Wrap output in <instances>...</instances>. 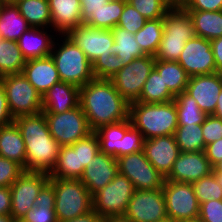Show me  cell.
I'll return each mask as SVG.
<instances>
[{
    "label": "cell",
    "instance_id": "obj_1",
    "mask_svg": "<svg viewBox=\"0 0 222 222\" xmlns=\"http://www.w3.org/2000/svg\"><path fill=\"white\" fill-rule=\"evenodd\" d=\"M80 106L92 131L129 119V103L110 79L94 78L80 87Z\"/></svg>",
    "mask_w": 222,
    "mask_h": 222
},
{
    "label": "cell",
    "instance_id": "obj_2",
    "mask_svg": "<svg viewBox=\"0 0 222 222\" xmlns=\"http://www.w3.org/2000/svg\"><path fill=\"white\" fill-rule=\"evenodd\" d=\"M14 122L26 147L25 171L49 174L57 161L60 145L52 137L44 113L19 116Z\"/></svg>",
    "mask_w": 222,
    "mask_h": 222
},
{
    "label": "cell",
    "instance_id": "obj_3",
    "mask_svg": "<svg viewBox=\"0 0 222 222\" xmlns=\"http://www.w3.org/2000/svg\"><path fill=\"white\" fill-rule=\"evenodd\" d=\"M129 119L144 139L174 135L178 127V116L174 100L166 103L129 104Z\"/></svg>",
    "mask_w": 222,
    "mask_h": 222
},
{
    "label": "cell",
    "instance_id": "obj_4",
    "mask_svg": "<svg viewBox=\"0 0 222 222\" xmlns=\"http://www.w3.org/2000/svg\"><path fill=\"white\" fill-rule=\"evenodd\" d=\"M57 39V42L54 40L50 56L58 70L60 80L79 88L83 87L95 78L92 63L66 34H61Z\"/></svg>",
    "mask_w": 222,
    "mask_h": 222
},
{
    "label": "cell",
    "instance_id": "obj_5",
    "mask_svg": "<svg viewBox=\"0 0 222 222\" xmlns=\"http://www.w3.org/2000/svg\"><path fill=\"white\" fill-rule=\"evenodd\" d=\"M195 36L188 11L183 6L170 8L163 17V36L154 58L178 61L186 42Z\"/></svg>",
    "mask_w": 222,
    "mask_h": 222
},
{
    "label": "cell",
    "instance_id": "obj_6",
    "mask_svg": "<svg viewBox=\"0 0 222 222\" xmlns=\"http://www.w3.org/2000/svg\"><path fill=\"white\" fill-rule=\"evenodd\" d=\"M55 192L58 222L71 220L93 210L92 195L79 179L50 178Z\"/></svg>",
    "mask_w": 222,
    "mask_h": 222
},
{
    "label": "cell",
    "instance_id": "obj_7",
    "mask_svg": "<svg viewBox=\"0 0 222 222\" xmlns=\"http://www.w3.org/2000/svg\"><path fill=\"white\" fill-rule=\"evenodd\" d=\"M134 191L132 182L119 173L92 196L93 210L103 219L124 216Z\"/></svg>",
    "mask_w": 222,
    "mask_h": 222
},
{
    "label": "cell",
    "instance_id": "obj_8",
    "mask_svg": "<svg viewBox=\"0 0 222 222\" xmlns=\"http://www.w3.org/2000/svg\"><path fill=\"white\" fill-rule=\"evenodd\" d=\"M13 118L42 112V96L22 73L0 78Z\"/></svg>",
    "mask_w": 222,
    "mask_h": 222
},
{
    "label": "cell",
    "instance_id": "obj_9",
    "mask_svg": "<svg viewBox=\"0 0 222 222\" xmlns=\"http://www.w3.org/2000/svg\"><path fill=\"white\" fill-rule=\"evenodd\" d=\"M49 131L60 146H69L92 133L82 107L63 113H44Z\"/></svg>",
    "mask_w": 222,
    "mask_h": 222
},
{
    "label": "cell",
    "instance_id": "obj_10",
    "mask_svg": "<svg viewBox=\"0 0 222 222\" xmlns=\"http://www.w3.org/2000/svg\"><path fill=\"white\" fill-rule=\"evenodd\" d=\"M156 59L145 55L124 65L110 80L120 95L130 104L139 99L143 85L154 69Z\"/></svg>",
    "mask_w": 222,
    "mask_h": 222
},
{
    "label": "cell",
    "instance_id": "obj_11",
    "mask_svg": "<svg viewBox=\"0 0 222 222\" xmlns=\"http://www.w3.org/2000/svg\"><path fill=\"white\" fill-rule=\"evenodd\" d=\"M162 191L168 217L177 222L198 219L200 203L192 184L165 180Z\"/></svg>",
    "mask_w": 222,
    "mask_h": 222
},
{
    "label": "cell",
    "instance_id": "obj_12",
    "mask_svg": "<svg viewBox=\"0 0 222 222\" xmlns=\"http://www.w3.org/2000/svg\"><path fill=\"white\" fill-rule=\"evenodd\" d=\"M116 159L119 173L132 182L135 190H155L163 187L165 177L147 160L143 150Z\"/></svg>",
    "mask_w": 222,
    "mask_h": 222
},
{
    "label": "cell",
    "instance_id": "obj_13",
    "mask_svg": "<svg viewBox=\"0 0 222 222\" xmlns=\"http://www.w3.org/2000/svg\"><path fill=\"white\" fill-rule=\"evenodd\" d=\"M49 179V174L46 172L24 171L10 186V215L16 222H20L26 213L35 206V199Z\"/></svg>",
    "mask_w": 222,
    "mask_h": 222
},
{
    "label": "cell",
    "instance_id": "obj_14",
    "mask_svg": "<svg viewBox=\"0 0 222 222\" xmlns=\"http://www.w3.org/2000/svg\"><path fill=\"white\" fill-rule=\"evenodd\" d=\"M66 35L85 53L91 63L97 58L112 54L111 47L114 44L112 30L82 24L68 31Z\"/></svg>",
    "mask_w": 222,
    "mask_h": 222
},
{
    "label": "cell",
    "instance_id": "obj_15",
    "mask_svg": "<svg viewBox=\"0 0 222 222\" xmlns=\"http://www.w3.org/2000/svg\"><path fill=\"white\" fill-rule=\"evenodd\" d=\"M124 216L133 222H157L168 217L162 188L135 190Z\"/></svg>",
    "mask_w": 222,
    "mask_h": 222
},
{
    "label": "cell",
    "instance_id": "obj_16",
    "mask_svg": "<svg viewBox=\"0 0 222 222\" xmlns=\"http://www.w3.org/2000/svg\"><path fill=\"white\" fill-rule=\"evenodd\" d=\"M177 62L189 77L217 72L211 41L202 37L188 40Z\"/></svg>",
    "mask_w": 222,
    "mask_h": 222
},
{
    "label": "cell",
    "instance_id": "obj_17",
    "mask_svg": "<svg viewBox=\"0 0 222 222\" xmlns=\"http://www.w3.org/2000/svg\"><path fill=\"white\" fill-rule=\"evenodd\" d=\"M222 91V73L189 77L185 92L194 98L202 112L212 115Z\"/></svg>",
    "mask_w": 222,
    "mask_h": 222
},
{
    "label": "cell",
    "instance_id": "obj_18",
    "mask_svg": "<svg viewBox=\"0 0 222 222\" xmlns=\"http://www.w3.org/2000/svg\"><path fill=\"white\" fill-rule=\"evenodd\" d=\"M212 172L213 167L205 151L180 152L165 180L192 184Z\"/></svg>",
    "mask_w": 222,
    "mask_h": 222
},
{
    "label": "cell",
    "instance_id": "obj_19",
    "mask_svg": "<svg viewBox=\"0 0 222 222\" xmlns=\"http://www.w3.org/2000/svg\"><path fill=\"white\" fill-rule=\"evenodd\" d=\"M142 150L147 160L165 178L170 174L180 153L174 135L144 139Z\"/></svg>",
    "mask_w": 222,
    "mask_h": 222
},
{
    "label": "cell",
    "instance_id": "obj_20",
    "mask_svg": "<svg viewBox=\"0 0 222 222\" xmlns=\"http://www.w3.org/2000/svg\"><path fill=\"white\" fill-rule=\"evenodd\" d=\"M119 174L117 159L104 152H98L84 168L80 181L93 196Z\"/></svg>",
    "mask_w": 222,
    "mask_h": 222
},
{
    "label": "cell",
    "instance_id": "obj_21",
    "mask_svg": "<svg viewBox=\"0 0 222 222\" xmlns=\"http://www.w3.org/2000/svg\"><path fill=\"white\" fill-rule=\"evenodd\" d=\"M80 106V88L60 81L42 96L43 113H63Z\"/></svg>",
    "mask_w": 222,
    "mask_h": 222
},
{
    "label": "cell",
    "instance_id": "obj_22",
    "mask_svg": "<svg viewBox=\"0 0 222 222\" xmlns=\"http://www.w3.org/2000/svg\"><path fill=\"white\" fill-rule=\"evenodd\" d=\"M22 74L41 96L61 81L51 56L26 60Z\"/></svg>",
    "mask_w": 222,
    "mask_h": 222
},
{
    "label": "cell",
    "instance_id": "obj_23",
    "mask_svg": "<svg viewBox=\"0 0 222 222\" xmlns=\"http://www.w3.org/2000/svg\"><path fill=\"white\" fill-rule=\"evenodd\" d=\"M54 32L66 34L83 24L80 0H48Z\"/></svg>",
    "mask_w": 222,
    "mask_h": 222
},
{
    "label": "cell",
    "instance_id": "obj_24",
    "mask_svg": "<svg viewBox=\"0 0 222 222\" xmlns=\"http://www.w3.org/2000/svg\"><path fill=\"white\" fill-rule=\"evenodd\" d=\"M47 30L49 31L48 28L31 27L17 40L18 47L26 60L50 56L57 33L51 35L54 29H51L49 33Z\"/></svg>",
    "mask_w": 222,
    "mask_h": 222
},
{
    "label": "cell",
    "instance_id": "obj_25",
    "mask_svg": "<svg viewBox=\"0 0 222 222\" xmlns=\"http://www.w3.org/2000/svg\"><path fill=\"white\" fill-rule=\"evenodd\" d=\"M84 167L81 164L80 140L69 146H60L55 166L49 173L50 178L80 179Z\"/></svg>",
    "mask_w": 222,
    "mask_h": 222
},
{
    "label": "cell",
    "instance_id": "obj_26",
    "mask_svg": "<svg viewBox=\"0 0 222 222\" xmlns=\"http://www.w3.org/2000/svg\"><path fill=\"white\" fill-rule=\"evenodd\" d=\"M0 156L17 162L25 171L26 147L15 122L0 127Z\"/></svg>",
    "mask_w": 222,
    "mask_h": 222
},
{
    "label": "cell",
    "instance_id": "obj_27",
    "mask_svg": "<svg viewBox=\"0 0 222 222\" xmlns=\"http://www.w3.org/2000/svg\"><path fill=\"white\" fill-rule=\"evenodd\" d=\"M34 205L20 222H58L54 210L55 192L50 181L42 187Z\"/></svg>",
    "mask_w": 222,
    "mask_h": 222
},
{
    "label": "cell",
    "instance_id": "obj_28",
    "mask_svg": "<svg viewBox=\"0 0 222 222\" xmlns=\"http://www.w3.org/2000/svg\"><path fill=\"white\" fill-rule=\"evenodd\" d=\"M31 28L15 4L5 3L0 13V37L16 41Z\"/></svg>",
    "mask_w": 222,
    "mask_h": 222
},
{
    "label": "cell",
    "instance_id": "obj_29",
    "mask_svg": "<svg viewBox=\"0 0 222 222\" xmlns=\"http://www.w3.org/2000/svg\"><path fill=\"white\" fill-rule=\"evenodd\" d=\"M193 21L195 35L207 40L222 36V10L200 11L187 10Z\"/></svg>",
    "mask_w": 222,
    "mask_h": 222
},
{
    "label": "cell",
    "instance_id": "obj_30",
    "mask_svg": "<svg viewBox=\"0 0 222 222\" xmlns=\"http://www.w3.org/2000/svg\"><path fill=\"white\" fill-rule=\"evenodd\" d=\"M114 44L112 53L119 57L124 65L131 63L136 58L147 55L135 40V34L119 26L112 29Z\"/></svg>",
    "mask_w": 222,
    "mask_h": 222
},
{
    "label": "cell",
    "instance_id": "obj_31",
    "mask_svg": "<svg viewBox=\"0 0 222 222\" xmlns=\"http://www.w3.org/2000/svg\"><path fill=\"white\" fill-rule=\"evenodd\" d=\"M132 126L130 119L100 127L95 131L99 139L100 151L115 158L120 157V139Z\"/></svg>",
    "mask_w": 222,
    "mask_h": 222
},
{
    "label": "cell",
    "instance_id": "obj_32",
    "mask_svg": "<svg viewBox=\"0 0 222 222\" xmlns=\"http://www.w3.org/2000/svg\"><path fill=\"white\" fill-rule=\"evenodd\" d=\"M15 5L31 27L52 29L48 0H22Z\"/></svg>",
    "mask_w": 222,
    "mask_h": 222
},
{
    "label": "cell",
    "instance_id": "obj_33",
    "mask_svg": "<svg viewBox=\"0 0 222 222\" xmlns=\"http://www.w3.org/2000/svg\"><path fill=\"white\" fill-rule=\"evenodd\" d=\"M126 2L127 0H110L99 10L92 11L83 24L93 28L112 30L117 26Z\"/></svg>",
    "mask_w": 222,
    "mask_h": 222
},
{
    "label": "cell",
    "instance_id": "obj_34",
    "mask_svg": "<svg viewBox=\"0 0 222 222\" xmlns=\"http://www.w3.org/2000/svg\"><path fill=\"white\" fill-rule=\"evenodd\" d=\"M154 68L175 96L185 91L189 76L177 61L156 60Z\"/></svg>",
    "mask_w": 222,
    "mask_h": 222
},
{
    "label": "cell",
    "instance_id": "obj_35",
    "mask_svg": "<svg viewBox=\"0 0 222 222\" xmlns=\"http://www.w3.org/2000/svg\"><path fill=\"white\" fill-rule=\"evenodd\" d=\"M174 98L175 95L164 84L161 75L154 68L143 85L141 95L136 102L166 103L174 100Z\"/></svg>",
    "mask_w": 222,
    "mask_h": 222
},
{
    "label": "cell",
    "instance_id": "obj_36",
    "mask_svg": "<svg viewBox=\"0 0 222 222\" xmlns=\"http://www.w3.org/2000/svg\"><path fill=\"white\" fill-rule=\"evenodd\" d=\"M26 59L16 41L0 42V78L5 75L22 73Z\"/></svg>",
    "mask_w": 222,
    "mask_h": 222
},
{
    "label": "cell",
    "instance_id": "obj_37",
    "mask_svg": "<svg viewBox=\"0 0 222 222\" xmlns=\"http://www.w3.org/2000/svg\"><path fill=\"white\" fill-rule=\"evenodd\" d=\"M174 103L177 110L178 126L202 125L205 121L207 114L201 111L196 100L185 91L175 96Z\"/></svg>",
    "mask_w": 222,
    "mask_h": 222
},
{
    "label": "cell",
    "instance_id": "obj_38",
    "mask_svg": "<svg viewBox=\"0 0 222 222\" xmlns=\"http://www.w3.org/2000/svg\"><path fill=\"white\" fill-rule=\"evenodd\" d=\"M163 36V18L147 20L145 25L135 33V40L141 49L154 56Z\"/></svg>",
    "mask_w": 222,
    "mask_h": 222
},
{
    "label": "cell",
    "instance_id": "obj_39",
    "mask_svg": "<svg viewBox=\"0 0 222 222\" xmlns=\"http://www.w3.org/2000/svg\"><path fill=\"white\" fill-rule=\"evenodd\" d=\"M174 137L180 152L205 151L202 125L178 126Z\"/></svg>",
    "mask_w": 222,
    "mask_h": 222
},
{
    "label": "cell",
    "instance_id": "obj_40",
    "mask_svg": "<svg viewBox=\"0 0 222 222\" xmlns=\"http://www.w3.org/2000/svg\"><path fill=\"white\" fill-rule=\"evenodd\" d=\"M192 186L200 204L210 200H222V188L213 173L192 183Z\"/></svg>",
    "mask_w": 222,
    "mask_h": 222
},
{
    "label": "cell",
    "instance_id": "obj_41",
    "mask_svg": "<svg viewBox=\"0 0 222 222\" xmlns=\"http://www.w3.org/2000/svg\"><path fill=\"white\" fill-rule=\"evenodd\" d=\"M124 66L119 57L113 53L103 58H97L92 63V71L95 78L110 79Z\"/></svg>",
    "mask_w": 222,
    "mask_h": 222
},
{
    "label": "cell",
    "instance_id": "obj_42",
    "mask_svg": "<svg viewBox=\"0 0 222 222\" xmlns=\"http://www.w3.org/2000/svg\"><path fill=\"white\" fill-rule=\"evenodd\" d=\"M147 20L163 18L170 7L163 0H127Z\"/></svg>",
    "mask_w": 222,
    "mask_h": 222
},
{
    "label": "cell",
    "instance_id": "obj_43",
    "mask_svg": "<svg viewBox=\"0 0 222 222\" xmlns=\"http://www.w3.org/2000/svg\"><path fill=\"white\" fill-rule=\"evenodd\" d=\"M147 19L142 16L130 3L126 2L117 26L135 34L146 23Z\"/></svg>",
    "mask_w": 222,
    "mask_h": 222
},
{
    "label": "cell",
    "instance_id": "obj_44",
    "mask_svg": "<svg viewBox=\"0 0 222 222\" xmlns=\"http://www.w3.org/2000/svg\"><path fill=\"white\" fill-rule=\"evenodd\" d=\"M23 172L20 164L0 156V187H10Z\"/></svg>",
    "mask_w": 222,
    "mask_h": 222
},
{
    "label": "cell",
    "instance_id": "obj_45",
    "mask_svg": "<svg viewBox=\"0 0 222 222\" xmlns=\"http://www.w3.org/2000/svg\"><path fill=\"white\" fill-rule=\"evenodd\" d=\"M144 144L143 135L131 126L120 139V156L142 150Z\"/></svg>",
    "mask_w": 222,
    "mask_h": 222
},
{
    "label": "cell",
    "instance_id": "obj_46",
    "mask_svg": "<svg viewBox=\"0 0 222 222\" xmlns=\"http://www.w3.org/2000/svg\"><path fill=\"white\" fill-rule=\"evenodd\" d=\"M98 152H100V144L98 136L94 131L80 139V157L84 168Z\"/></svg>",
    "mask_w": 222,
    "mask_h": 222
},
{
    "label": "cell",
    "instance_id": "obj_47",
    "mask_svg": "<svg viewBox=\"0 0 222 222\" xmlns=\"http://www.w3.org/2000/svg\"><path fill=\"white\" fill-rule=\"evenodd\" d=\"M202 130L206 147V145L222 138V119L214 115H207L202 124Z\"/></svg>",
    "mask_w": 222,
    "mask_h": 222
},
{
    "label": "cell",
    "instance_id": "obj_48",
    "mask_svg": "<svg viewBox=\"0 0 222 222\" xmlns=\"http://www.w3.org/2000/svg\"><path fill=\"white\" fill-rule=\"evenodd\" d=\"M200 222H222V200H210L200 204Z\"/></svg>",
    "mask_w": 222,
    "mask_h": 222
},
{
    "label": "cell",
    "instance_id": "obj_49",
    "mask_svg": "<svg viewBox=\"0 0 222 222\" xmlns=\"http://www.w3.org/2000/svg\"><path fill=\"white\" fill-rule=\"evenodd\" d=\"M182 6L186 10L220 11L222 0H187Z\"/></svg>",
    "mask_w": 222,
    "mask_h": 222
},
{
    "label": "cell",
    "instance_id": "obj_50",
    "mask_svg": "<svg viewBox=\"0 0 222 222\" xmlns=\"http://www.w3.org/2000/svg\"><path fill=\"white\" fill-rule=\"evenodd\" d=\"M14 122V118L10 112L6 97L5 88L0 81V127L9 125Z\"/></svg>",
    "mask_w": 222,
    "mask_h": 222
},
{
    "label": "cell",
    "instance_id": "obj_51",
    "mask_svg": "<svg viewBox=\"0 0 222 222\" xmlns=\"http://www.w3.org/2000/svg\"><path fill=\"white\" fill-rule=\"evenodd\" d=\"M205 154L212 167L222 160V138L205 147Z\"/></svg>",
    "mask_w": 222,
    "mask_h": 222
},
{
    "label": "cell",
    "instance_id": "obj_52",
    "mask_svg": "<svg viewBox=\"0 0 222 222\" xmlns=\"http://www.w3.org/2000/svg\"><path fill=\"white\" fill-rule=\"evenodd\" d=\"M109 1L110 0H80L82 20L85 21L90 14H92V11L99 10Z\"/></svg>",
    "mask_w": 222,
    "mask_h": 222
},
{
    "label": "cell",
    "instance_id": "obj_53",
    "mask_svg": "<svg viewBox=\"0 0 222 222\" xmlns=\"http://www.w3.org/2000/svg\"><path fill=\"white\" fill-rule=\"evenodd\" d=\"M11 213V191L10 187H0V215Z\"/></svg>",
    "mask_w": 222,
    "mask_h": 222
},
{
    "label": "cell",
    "instance_id": "obj_54",
    "mask_svg": "<svg viewBox=\"0 0 222 222\" xmlns=\"http://www.w3.org/2000/svg\"><path fill=\"white\" fill-rule=\"evenodd\" d=\"M211 49L215 58L217 72L222 73V36L211 40Z\"/></svg>",
    "mask_w": 222,
    "mask_h": 222
},
{
    "label": "cell",
    "instance_id": "obj_55",
    "mask_svg": "<svg viewBox=\"0 0 222 222\" xmlns=\"http://www.w3.org/2000/svg\"><path fill=\"white\" fill-rule=\"evenodd\" d=\"M63 222H104V219L99 216L94 210H92L82 216H78L77 218L66 220Z\"/></svg>",
    "mask_w": 222,
    "mask_h": 222
},
{
    "label": "cell",
    "instance_id": "obj_56",
    "mask_svg": "<svg viewBox=\"0 0 222 222\" xmlns=\"http://www.w3.org/2000/svg\"><path fill=\"white\" fill-rule=\"evenodd\" d=\"M212 115L222 119V91L219 94V98H218V101H217V106H216V109H215V111Z\"/></svg>",
    "mask_w": 222,
    "mask_h": 222
},
{
    "label": "cell",
    "instance_id": "obj_57",
    "mask_svg": "<svg viewBox=\"0 0 222 222\" xmlns=\"http://www.w3.org/2000/svg\"><path fill=\"white\" fill-rule=\"evenodd\" d=\"M104 222H133V221L131 219L126 218L125 216H117L104 219Z\"/></svg>",
    "mask_w": 222,
    "mask_h": 222
},
{
    "label": "cell",
    "instance_id": "obj_58",
    "mask_svg": "<svg viewBox=\"0 0 222 222\" xmlns=\"http://www.w3.org/2000/svg\"><path fill=\"white\" fill-rule=\"evenodd\" d=\"M187 0H169V7L176 8L182 6Z\"/></svg>",
    "mask_w": 222,
    "mask_h": 222
},
{
    "label": "cell",
    "instance_id": "obj_59",
    "mask_svg": "<svg viewBox=\"0 0 222 222\" xmlns=\"http://www.w3.org/2000/svg\"><path fill=\"white\" fill-rule=\"evenodd\" d=\"M0 222H16L11 215H0Z\"/></svg>",
    "mask_w": 222,
    "mask_h": 222
},
{
    "label": "cell",
    "instance_id": "obj_60",
    "mask_svg": "<svg viewBox=\"0 0 222 222\" xmlns=\"http://www.w3.org/2000/svg\"><path fill=\"white\" fill-rule=\"evenodd\" d=\"M212 173H222V160L213 166Z\"/></svg>",
    "mask_w": 222,
    "mask_h": 222
},
{
    "label": "cell",
    "instance_id": "obj_61",
    "mask_svg": "<svg viewBox=\"0 0 222 222\" xmlns=\"http://www.w3.org/2000/svg\"><path fill=\"white\" fill-rule=\"evenodd\" d=\"M220 185V187L222 188V173H213Z\"/></svg>",
    "mask_w": 222,
    "mask_h": 222
},
{
    "label": "cell",
    "instance_id": "obj_62",
    "mask_svg": "<svg viewBox=\"0 0 222 222\" xmlns=\"http://www.w3.org/2000/svg\"><path fill=\"white\" fill-rule=\"evenodd\" d=\"M157 222H177V221H174L173 219H171L170 217H166L165 219H162V220H159Z\"/></svg>",
    "mask_w": 222,
    "mask_h": 222
},
{
    "label": "cell",
    "instance_id": "obj_63",
    "mask_svg": "<svg viewBox=\"0 0 222 222\" xmlns=\"http://www.w3.org/2000/svg\"><path fill=\"white\" fill-rule=\"evenodd\" d=\"M5 3H8V4H17L18 2L22 1V0H4Z\"/></svg>",
    "mask_w": 222,
    "mask_h": 222
},
{
    "label": "cell",
    "instance_id": "obj_64",
    "mask_svg": "<svg viewBox=\"0 0 222 222\" xmlns=\"http://www.w3.org/2000/svg\"><path fill=\"white\" fill-rule=\"evenodd\" d=\"M4 4H5V1L4 0H0V13H1V10H2Z\"/></svg>",
    "mask_w": 222,
    "mask_h": 222
},
{
    "label": "cell",
    "instance_id": "obj_65",
    "mask_svg": "<svg viewBox=\"0 0 222 222\" xmlns=\"http://www.w3.org/2000/svg\"><path fill=\"white\" fill-rule=\"evenodd\" d=\"M182 222H200V221L196 219V220H189V221H182Z\"/></svg>",
    "mask_w": 222,
    "mask_h": 222
},
{
    "label": "cell",
    "instance_id": "obj_66",
    "mask_svg": "<svg viewBox=\"0 0 222 222\" xmlns=\"http://www.w3.org/2000/svg\"><path fill=\"white\" fill-rule=\"evenodd\" d=\"M169 6V0H163Z\"/></svg>",
    "mask_w": 222,
    "mask_h": 222
}]
</instances>
